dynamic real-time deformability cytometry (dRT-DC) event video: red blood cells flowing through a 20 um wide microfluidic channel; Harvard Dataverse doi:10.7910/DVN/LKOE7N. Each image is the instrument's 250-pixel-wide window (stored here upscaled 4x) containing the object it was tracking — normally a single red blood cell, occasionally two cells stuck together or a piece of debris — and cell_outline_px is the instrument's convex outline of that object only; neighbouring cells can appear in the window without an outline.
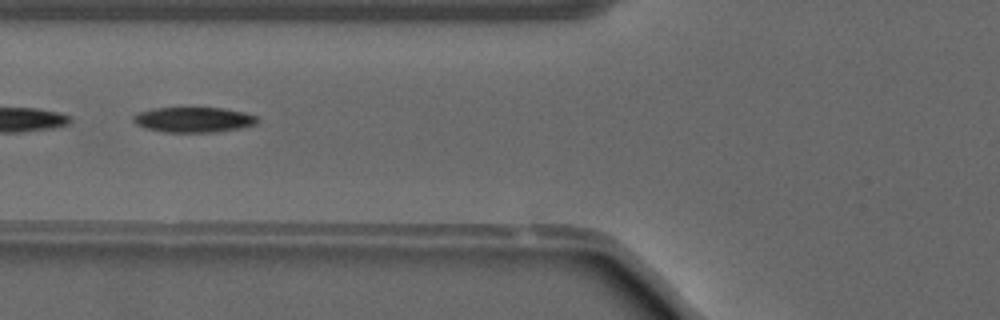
{"species": "common noctule bat (a hibernating species)", "species_latin": "Nyctalus noctula", "temperature_condition": "warm", "stored_images_in_passage": 23, "segment_of_instrument_passage": [2, 2], "camera_frame_rate_fps": 3000, "um_per_image_px": 0.085, "animal": {"sex": "male", "forearm_length_mm": 52.5}, "frame": {"image": 1, "passage_image": 21, "time_ms": 6.667, "image_size_px": [1000, 320], "cell_outline_px": [[260, 120], [256, 124], [240, 128], [212, 132], [164, 132], [148, 128], [136, 124], [132, 120], [132, 116], [140, 112], [152, 108], [224, 108], [244, 112], [256, 116]], "centroid_in_image_um": [16.47, 10.17], "position_along_channel_um": 109.3, "area_um2": 18.15}}